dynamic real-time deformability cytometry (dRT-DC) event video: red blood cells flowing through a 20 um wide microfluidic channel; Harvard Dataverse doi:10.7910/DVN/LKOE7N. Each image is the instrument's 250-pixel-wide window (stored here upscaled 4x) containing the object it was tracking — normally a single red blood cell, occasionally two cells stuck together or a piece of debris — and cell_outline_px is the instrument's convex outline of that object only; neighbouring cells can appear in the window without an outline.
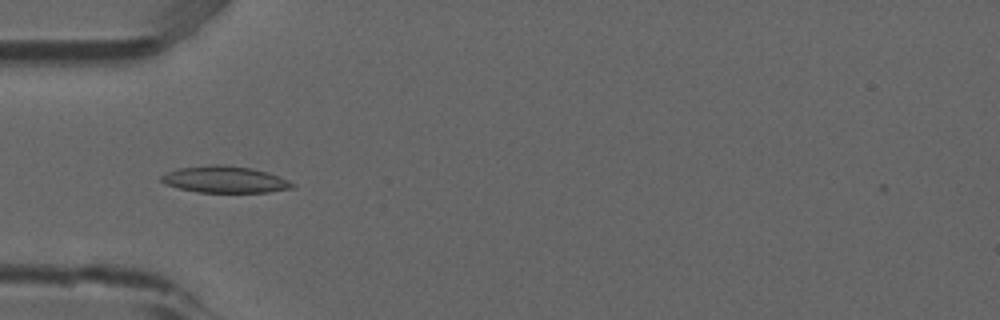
{"species": "common noctule bat (a hibernating species)", "species_latin": "Nyctalus noctula", "temperature_condition": "room temperature", "stored_images_in_passage": 7, "camera_frame_rate_fps": 3000, "um_per_image_px": 0.085, "animal": {"sex": "male", "forearm_length_mm": 52.5}, "frame": {"image": 1, "passage_image": 5, "time_ms": 1.333, "image_size_px": [1000, 320], "cell_outline_px": [[296, 184], [292, 188], [268, 192], [196, 192], [164, 184], [160, 180], [160, 176], [176, 168], [212, 164], [224, 164], [252, 168], [268, 172], [288, 180]], "centroid_in_image_um": [19.09, 15.24], "position_along_channel_um": 65.9, "area_um2": 20.46}}
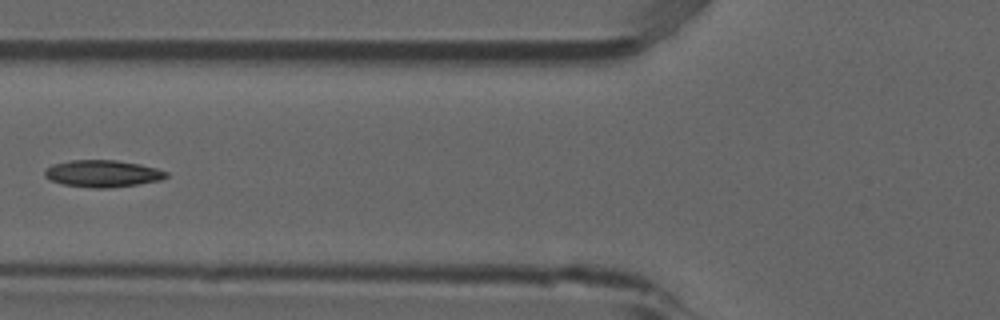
{"frame": {"image": 2, "passage_image": 6, "time_ms": 1.667, "image_size_px": [1000, 320], "cell_outline_px": [[168, 176], [160, 180], [136, 184], [108, 188], [88, 188], [64, 184], [52, 180], [44, 176], [44, 172], [52, 164], [72, 160], [116, 160], [140, 164], [156, 168], [168, 172]], "centroid_in_image_um": [8.73, 14.75], "position_along_channel_um": 117.1, "area_um2": 18.96}}
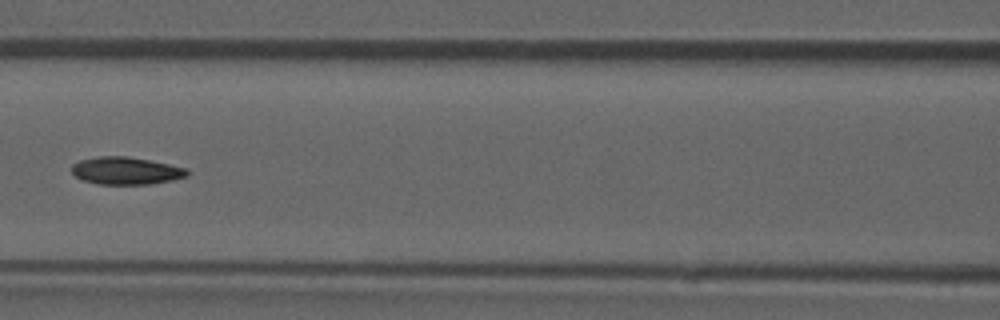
{"frame": {"image": 3, "passage_image": 7, "time_ms": 2.0, "image_size_px": [1000, 320], "cell_outline_px": [[188, 176], [172, 180], [152, 184], [96, 184], [84, 180], [76, 176], [72, 172], [72, 164], [80, 160], [100, 156], [128, 156], [188, 168]], "centroid_in_image_um": [10.72, 14.51], "position_along_channel_um": 155.9, "area_um2": 18.44}}